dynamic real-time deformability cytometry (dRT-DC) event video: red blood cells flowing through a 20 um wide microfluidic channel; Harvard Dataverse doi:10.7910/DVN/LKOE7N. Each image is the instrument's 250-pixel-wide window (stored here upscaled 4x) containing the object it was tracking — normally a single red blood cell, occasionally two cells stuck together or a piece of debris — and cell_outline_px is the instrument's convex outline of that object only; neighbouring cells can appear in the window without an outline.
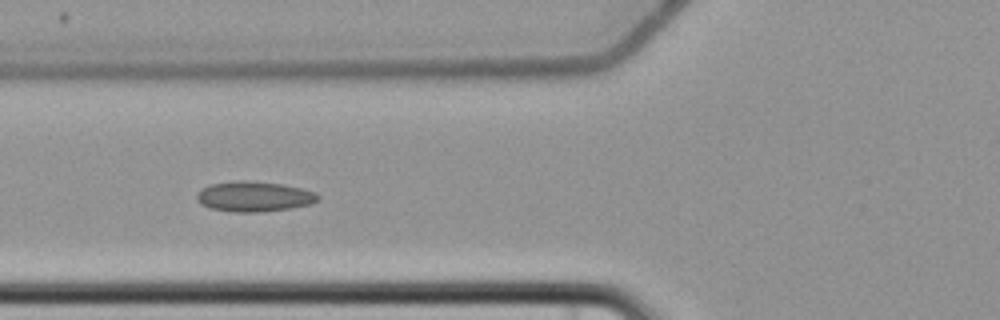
{"species": "common noctule bat (a hibernating species)", "species_latin": "Nyctalus noctula", "temperature_condition": "cold", "stored_images_in_passage": 10, "camera_frame_rate_fps": 3000, "um_per_image_px": 0.085, "animal": {"sex": "female", "body_mass_g": 22.7, "forearm_length_mm": 54.2}, "frame": {"image": 1, "passage_image": 7, "time_ms": 8.333, "image_size_px": [1000, 320], "cell_outline_px": [[320, 200], [312, 204], [292, 208], [256, 212], [232, 212], [208, 208], [200, 204], [196, 200], [196, 196], [200, 188], [212, 184], [240, 180], [244, 180], [284, 184], [316, 192], [320, 196]], "centroid_in_image_um": [21.6, 16.71], "position_along_channel_um": 104.2, "area_um2": 21.62}}
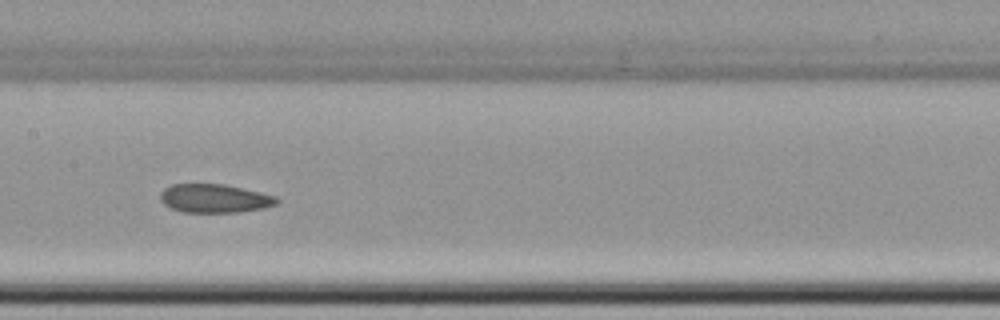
{"frame": {"image": 2, "passage_image": 9, "time_ms": 10.667, "image_size_px": [1000, 320], "cell_outline_px": [[280, 200], [276, 204], [264, 208], [236, 212], [180, 212], [164, 204], [160, 200], [160, 192], [164, 188], [172, 184], [224, 184], [260, 192], [276, 196]], "centroid_in_image_um": [18.22, 16.86], "position_along_channel_um": 189.2, "area_um2": 19.42}}